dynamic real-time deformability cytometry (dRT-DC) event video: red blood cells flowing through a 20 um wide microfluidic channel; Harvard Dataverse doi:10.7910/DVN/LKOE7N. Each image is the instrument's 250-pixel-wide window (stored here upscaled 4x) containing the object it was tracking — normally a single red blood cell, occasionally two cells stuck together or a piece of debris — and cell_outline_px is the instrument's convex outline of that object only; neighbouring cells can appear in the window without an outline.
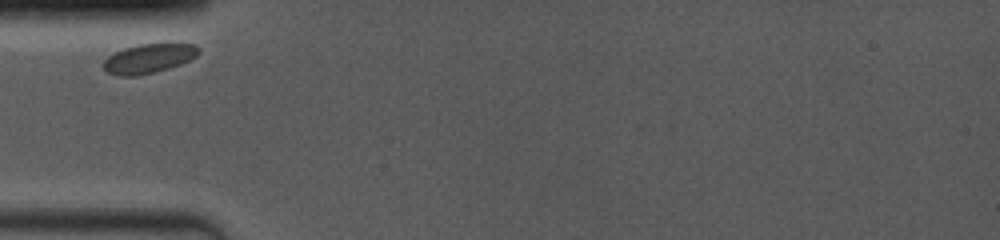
{"species": "common noctule bat (a hibernating species)", "species_latin": "Nyctalus noctula", "temperature_condition": "room temperature", "stored_images_in_passage": 7, "camera_frame_rate_fps": 4000, "um_per_image_px": 0.085, "animal": {"sex": "female", "body_mass_g": 19.0, "forearm_length_mm": 53.3}, "frame": {"image": 1, "passage_image": 1, "time_ms": 0.0, "image_size_px": [1000, 240], "cell_outline_px": [[200, 52], [196, 56], [180, 64], [168, 68], [136, 76], [120, 76], [108, 72], [100, 64], [108, 56], [124, 48], [140, 44], [196, 44], [200, 48]], "centroid_in_image_um": [12.62, 4.97], "position_along_channel_um": 72.4, "area_um2": 16.07}}
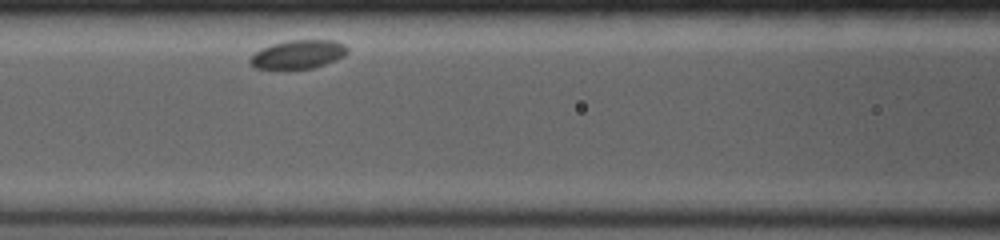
{"frame": {"image": 2, "passage_image": 3, "time_ms": 2.0, "image_size_px": [1000, 240], "cell_outline_px": [[348, 52], [344, 56], [336, 60], [312, 68], [256, 68], [248, 60], [256, 52], [272, 44], [288, 40], [336, 40], [344, 44], [348, 48]], "centroid_in_image_um": [25.4, 4.6], "position_along_channel_um": 141.2, "area_um2": 15.95}}
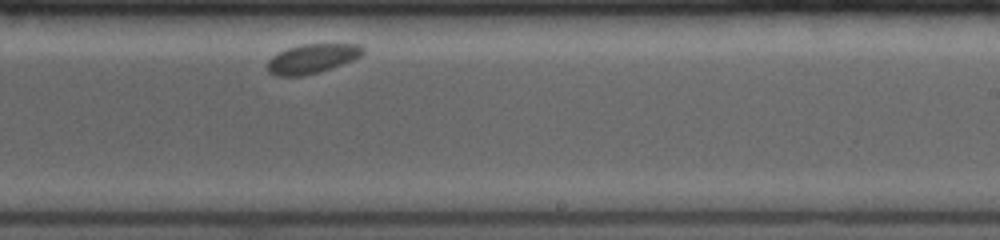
{"frame": {"image": 3, "passage_image": 7, "time_ms": 5.5, "image_size_px": [1000, 240], "cell_outline_px": [[364, 52], [360, 56], [352, 60], [304, 76], [276, 76], [268, 72], [268, 60], [272, 56], [288, 48], [304, 44], [360, 44], [364, 48]], "centroid_in_image_um": [26.51, 4.98], "position_along_channel_um": 262.5, "area_um2": 16.01}}